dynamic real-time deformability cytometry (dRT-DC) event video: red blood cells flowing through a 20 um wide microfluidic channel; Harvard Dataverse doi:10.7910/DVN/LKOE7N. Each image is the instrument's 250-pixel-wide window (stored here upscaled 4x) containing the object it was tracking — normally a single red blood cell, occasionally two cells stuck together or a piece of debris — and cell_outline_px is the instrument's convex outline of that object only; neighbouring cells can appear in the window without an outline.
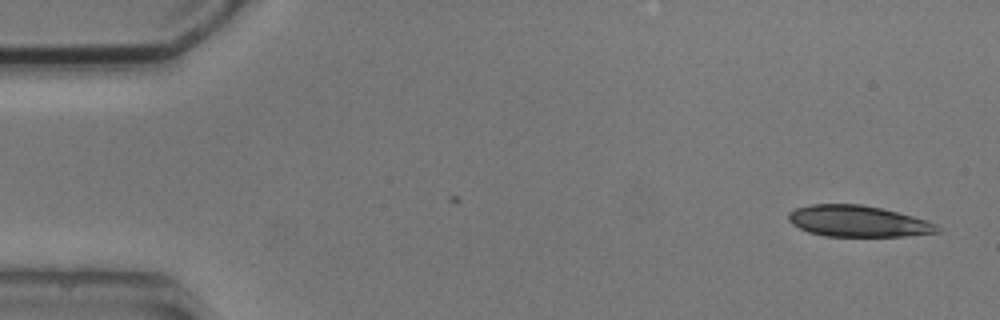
{"species": "common noctule bat (a hibernating species)", "species_latin": "Nyctalus noctula", "temperature_condition": "cold", "stored_images_in_passage": 2, "camera_frame_rate_fps": 3000, "um_per_image_px": 0.085, "animal": {"sex": "male", "body_mass_g": 20.5, "forearm_length_mm": 52.5}, "frame": {"image": 1, "passage_image": 2, "time_ms": 1.0, "image_size_px": [1000, 320], "cell_outline_px": [[944, 228], [940, 232], [904, 236], [824, 236], [808, 232], [792, 224], [788, 220], [788, 212], [796, 208], [812, 204], [864, 204], [928, 220]], "centroid_in_image_um": [72.95, 18.8], "position_along_channel_um": 12.1, "area_um2": 27.22}}